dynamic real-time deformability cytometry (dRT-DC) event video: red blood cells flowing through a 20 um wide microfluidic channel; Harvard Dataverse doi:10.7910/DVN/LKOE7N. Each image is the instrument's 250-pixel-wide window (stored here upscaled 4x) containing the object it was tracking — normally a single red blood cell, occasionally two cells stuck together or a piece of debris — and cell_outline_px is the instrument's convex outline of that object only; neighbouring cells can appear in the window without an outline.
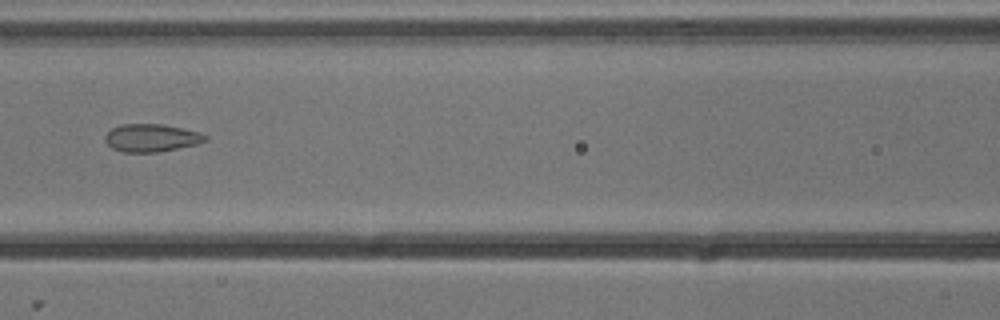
{"species": "common noctule bat (a hibernating species)", "species_latin": "Nyctalus noctula", "temperature_condition": "cold", "stored_images_in_passage": 8, "camera_frame_rate_fps": 3000, "um_per_image_px": 0.085, "animal": {"sex": "male", "body_mass_g": 13.3}, "frame": {"image": 1, "passage_image": 6, "time_ms": 1.667, "image_size_px": [1000, 320], "cell_outline_px": [[208, 140], [196, 144], [156, 152], [124, 152], [112, 148], [104, 140], [104, 136], [112, 128], [120, 124], [164, 124], [200, 132], [208, 136]], "centroid_in_image_um": [12.86, 11.71], "position_along_channel_um": 153.7, "area_um2": 16.18}}
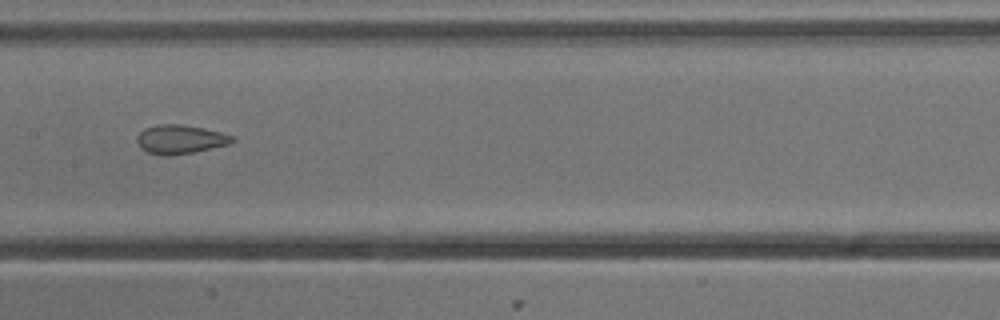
{"frame": {"image": 2, "passage_image": 7, "time_ms": 2.0, "image_size_px": [1000, 320], "cell_outline_px": [[236, 140], [228, 144], [192, 152], [168, 156], [164, 156], [148, 152], [140, 148], [136, 140], [136, 136], [144, 128], [156, 124], [184, 124], [220, 132], [236, 136]], "centroid_in_image_um": [15.29, 11.83], "position_along_channel_um": 192.1, "area_um2": 16.13}}
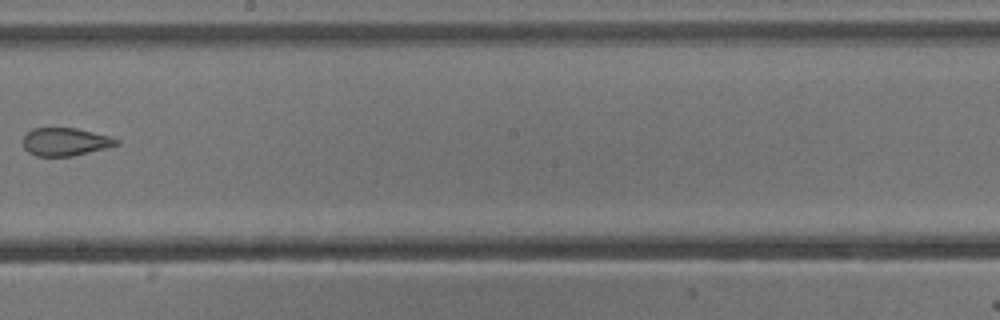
{"frame": {"image": 3, "passage_image": 8, "time_ms": 2.333, "image_size_px": [1000, 320], "cell_outline_px": [[120, 144], [72, 156], [36, 156], [28, 152], [24, 148], [20, 140], [32, 128], [76, 128], [108, 136], [120, 140]], "centroid_in_image_um": [5.49, 12.05], "position_along_channel_um": 242.7, "area_um2": 15.2}}